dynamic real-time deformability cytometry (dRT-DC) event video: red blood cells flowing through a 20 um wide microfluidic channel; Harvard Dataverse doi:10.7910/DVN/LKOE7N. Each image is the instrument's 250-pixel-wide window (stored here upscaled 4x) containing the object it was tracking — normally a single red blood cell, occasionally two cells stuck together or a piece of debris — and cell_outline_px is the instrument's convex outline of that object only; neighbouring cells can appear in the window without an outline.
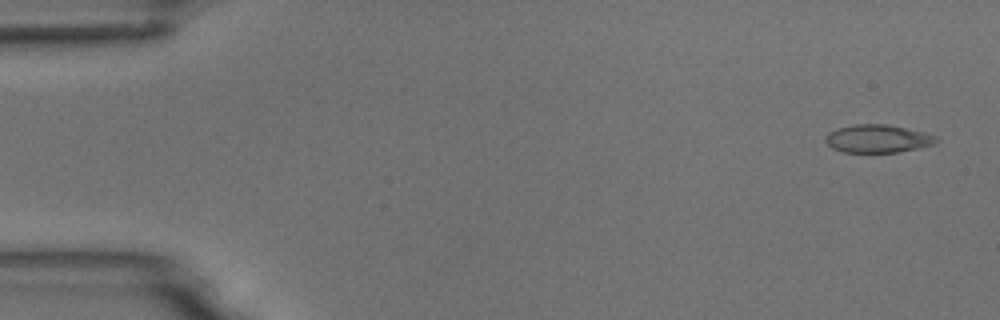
{"species": "common noctule bat (a hibernating species)", "species_latin": "Nyctalus noctula", "temperature_condition": "room temperature", "stored_images_in_passage": 54, "camera_frame_rate_fps": 3000, "um_per_image_px": 0.085, "animal": {"sex": "male", "body_mass_g": 18.8}, "frame": {"image": 1, "passage_image": 2, "time_ms": 0.333, "image_size_px": [1000, 320], "cell_outline_px": [[940, 140], [932, 144], [916, 148], [896, 152], [844, 152], [832, 148], [824, 140], [824, 136], [828, 132], [840, 128], [856, 124], [884, 124], [924, 132], [936, 136]], "centroid_in_image_um": [74.57, 11.79], "position_along_channel_um": 10.4, "area_um2": 17.8}}
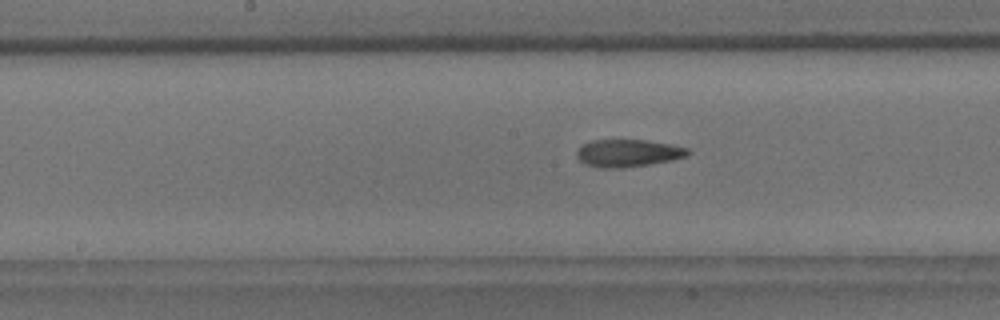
{"frame": {"image": 2, "passage_image": 27, "time_ms": 8.667, "image_size_px": [1000, 320], "cell_outline_px": [[692, 152], [688, 156], [672, 160], [624, 168], [600, 168], [584, 164], [576, 156], [576, 152], [584, 144], [592, 140], [644, 140], [672, 144], [688, 148]], "centroid_in_image_um": [53.41, 13.02], "position_along_channel_um": 194.8, "area_um2": 17.86}}
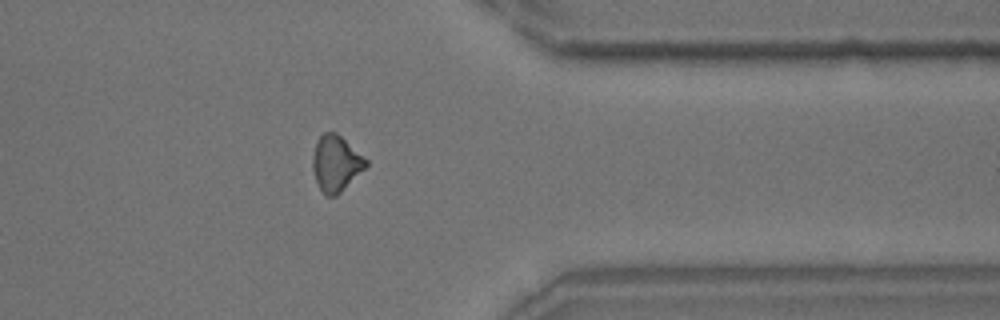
{"frame": {"image": 3, "passage_image": 43, "time_ms": 14.0, "image_size_px": [1000, 320], "cell_outline_px": [[368, 164], [336, 196], [324, 196], [316, 180], [312, 168], [312, 156], [316, 140], [324, 132], [336, 132], [368, 160]], "centroid_in_image_um": [28.52, 13.87], "position_along_channel_um": 382.9, "area_um2": 17.17}, "authors_computed_cell_mechanics": {"area_um2": 17.7735, "velocity_mm_per_s": 3.7253, "shape_relaxation_time_tau1_ms": 6.5565, "shape_relaxation_time_tau2_ms": 3.3793, "deformation_change_tau1": 0.1415, "deformation_change_tau2": 0.105}}